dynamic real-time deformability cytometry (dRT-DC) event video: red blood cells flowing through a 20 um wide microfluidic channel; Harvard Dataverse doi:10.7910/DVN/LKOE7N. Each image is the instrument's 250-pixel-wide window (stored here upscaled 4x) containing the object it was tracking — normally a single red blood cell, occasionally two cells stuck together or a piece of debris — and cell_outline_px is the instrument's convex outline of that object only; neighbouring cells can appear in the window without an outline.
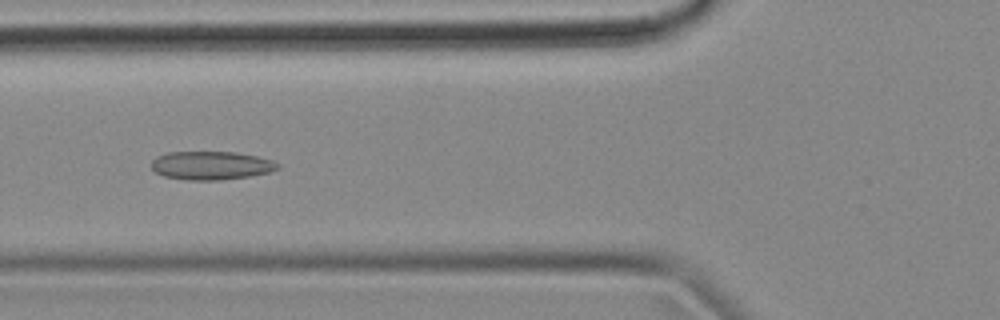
{"species": "common noctule bat (a hibernating species)", "species_latin": "Nyctalus noctula", "temperature_condition": "cold", "stored_images_in_passage": 55, "camera_frame_rate_fps": 3000, "um_per_image_px": 0.085, "animal": {"sex": "female", "body_mass_g": 18.4}, "frame": {"image": 1, "passage_image": 20, "time_ms": 6.333, "image_size_px": [1000, 320], "cell_outline_px": [[280, 168], [268, 172], [248, 176], [216, 180], [188, 180], [164, 176], [156, 172], [152, 168], [152, 160], [156, 156], [168, 152], [236, 152], [256, 156], [272, 160], [280, 164]], "centroid_in_image_um": [17.94, 14.06], "position_along_channel_um": 107.9, "area_um2": 20.81}}
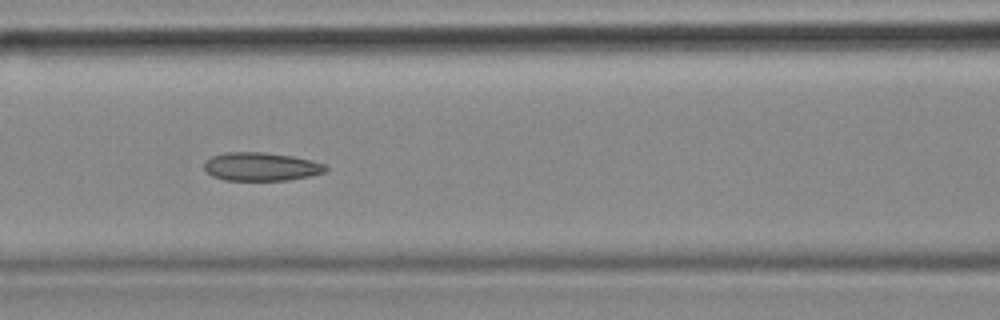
{"frame": {"image": 2, "passage_image": 23, "time_ms": 7.333, "image_size_px": [1000, 320], "cell_outline_px": [[328, 168], [324, 172], [312, 176], [288, 180], [224, 180], [212, 176], [204, 168], [204, 160], [212, 156], [228, 152], [264, 152], [292, 156], [312, 160], [324, 164]], "centroid_in_image_um": [22.19, 14.16], "position_along_channel_um": 144.4, "area_um2": 20.17}}
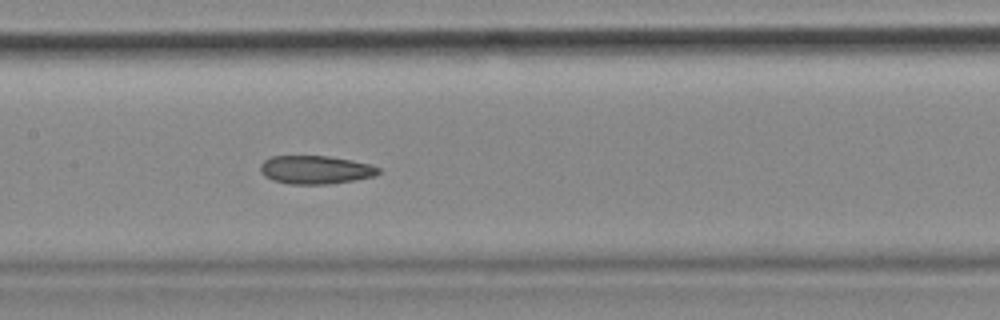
{"frame": {"image": 3, "passage_image": 26, "time_ms": 8.333, "image_size_px": [1000, 320], "cell_outline_px": [[380, 172], [376, 176], [356, 180], [328, 184], [288, 184], [272, 180], [264, 176], [260, 172], [260, 164], [264, 160], [272, 156], [328, 156], [352, 160], [372, 164], [380, 168]], "centroid_in_image_um": [26.83, 14.43], "position_along_channel_um": 180.6, "area_um2": 19.77}, "authors_computed_cell_mechanics": {"area_um2": 20.808, "velocity_mm_per_s": 3.6297, "shape_relaxation_time_tau1_ms": null, "shape_relaxation_time_tau2_ms": 5.9096, "deformation_change_tau1": null, "deformation_change_tau2": 0.1031}}